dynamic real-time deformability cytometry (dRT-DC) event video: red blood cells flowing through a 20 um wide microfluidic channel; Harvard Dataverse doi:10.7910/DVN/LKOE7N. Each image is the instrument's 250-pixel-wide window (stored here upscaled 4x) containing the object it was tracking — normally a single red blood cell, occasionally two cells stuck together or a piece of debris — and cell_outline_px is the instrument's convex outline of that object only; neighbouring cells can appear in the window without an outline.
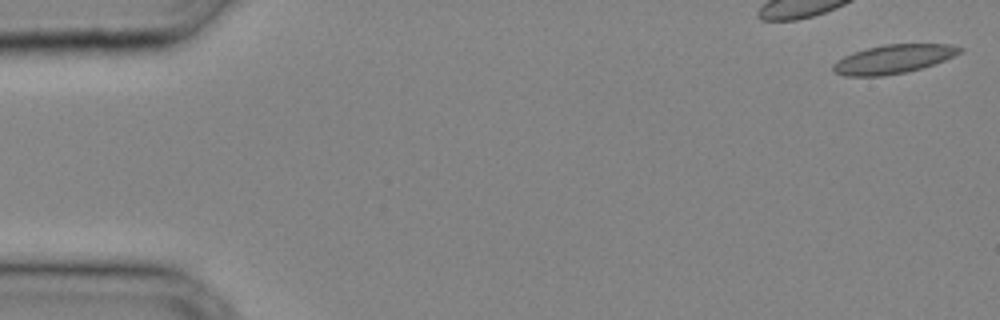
{"species": "common noctule bat (a hibernating species)", "species_latin": "Nyctalus noctula", "temperature_condition": "cold", "stored_images_in_passage": 33, "camera_frame_rate_fps": 3000, "um_per_image_px": 0.085, "animal": {"sex": "male", "body_mass_g": 20.4}, "frame": {"image": 1, "passage_image": 1, "time_ms": 0.0, "image_size_px": [1000, 320], "cell_outline_px": [[964, 48], [960, 52], [944, 60], [908, 72], [884, 76], [844, 76], [832, 72], [832, 64], [836, 60], [852, 52], [884, 44], [952, 44]], "centroid_in_image_um": [75.87, 5.03], "position_along_channel_um": 9.1, "area_um2": 21.33}}